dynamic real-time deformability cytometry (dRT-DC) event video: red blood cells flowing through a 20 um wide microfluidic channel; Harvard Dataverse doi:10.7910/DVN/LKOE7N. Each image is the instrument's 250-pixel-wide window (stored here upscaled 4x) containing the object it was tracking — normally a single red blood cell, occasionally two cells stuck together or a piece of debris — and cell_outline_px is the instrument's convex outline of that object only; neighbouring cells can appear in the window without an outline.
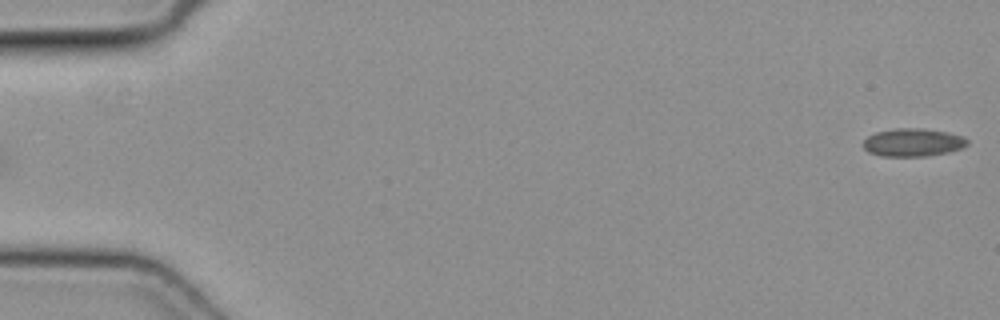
{"species": "common noctule bat (a hibernating species)", "species_latin": "Nyctalus noctula", "temperature_condition": "cold", "stored_images_in_passage": 53, "camera_frame_rate_fps": 3000, "um_per_image_px": 0.085, "animal": {"sex": "female", "body_mass_g": 19.3, "forearm_length_mm": 54.1}, "frame": {"image": 1, "passage_image": 1, "time_ms": 0.0, "image_size_px": [1000, 320], "cell_outline_px": [[968, 144], [960, 148], [948, 152], [924, 156], [880, 156], [868, 152], [864, 148], [864, 140], [868, 136], [876, 132], [896, 128], [924, 128], [948, 132], [964, 136], [968, 140]], "centroid_in_image_um": [77.6, 12.1], "position_along_channel_um": 7.4, "area_um2": 16.99}}
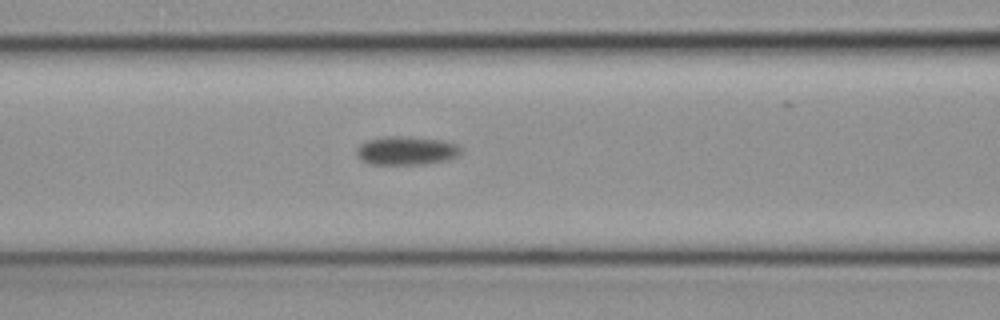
{"frame": {"image": 2, "passage_image": 22, "time_ms": 7.0, "image_size_px": [1000, 320], "cell_outline_px": [[460, 152], [456, 156], [448, 160], [424, 164], [368, 164], [360, 160], [356, 156], [356, 148], [360, 144], [368, 140], [388, 136], [404, 136], [440, 140], [456, 144], [460, 148]], "centroid_in_image_um": [34.48, 12.81], "position_along_channel_um": 132.1, "area_um2": 17.34}}
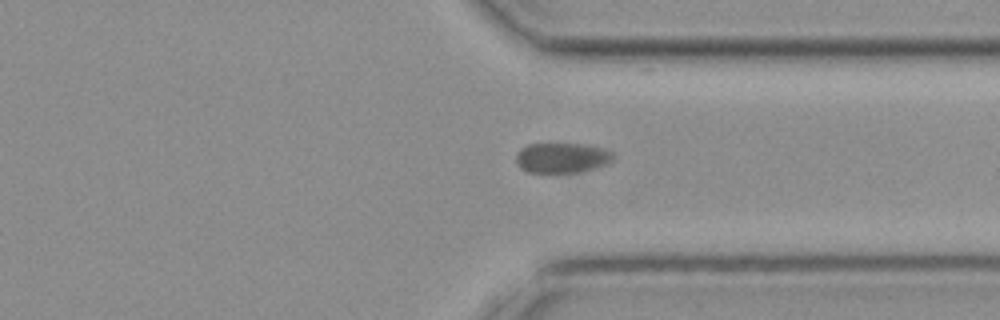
{"frame": {"image": 3, "passage_image": 39, "time_ms": 12.667, "image_size_px": [1000, 320], "cell_outline_px": [[612, 160], [604, 164], [580, 172], [528, 172], [520, 168], [516, 160], [516, 152], [520, 148], [528, 144], [584, 144], [600, 148], [612, 152]], "centroid_in_image_um": [47.69, 13.41], "position_along_channel_um": 363.7, "area_um2": 16.76}}